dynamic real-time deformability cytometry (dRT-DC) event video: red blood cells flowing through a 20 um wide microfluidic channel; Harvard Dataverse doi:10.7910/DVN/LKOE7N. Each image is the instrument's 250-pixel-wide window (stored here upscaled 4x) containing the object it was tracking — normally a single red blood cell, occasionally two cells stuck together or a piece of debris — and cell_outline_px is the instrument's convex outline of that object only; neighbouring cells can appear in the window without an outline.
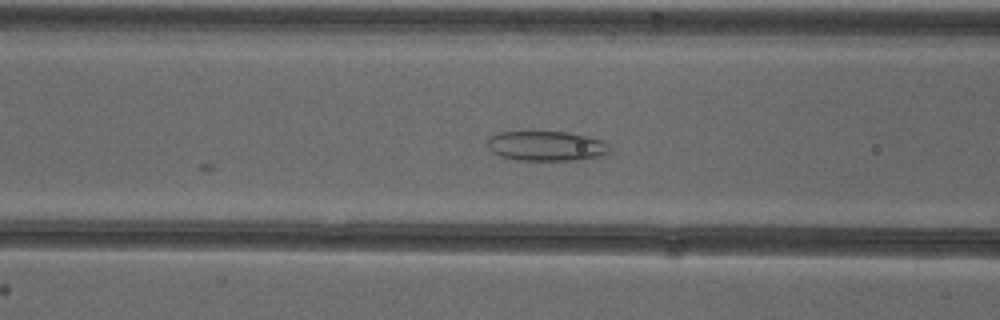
{"species": "common noctule bat (a hibernating species)", "species_latin": "Nyctalus noctula", "temperature_condition": "cold", "stored_images_in_passage": 10, "camera_frame_rate_fps": 3000, "um_per_image_px": 0.085, "animal": {"sex": "female"}, "frame": {"image": 1, "passage_image": 6, "time_ms": 1.667, "image_size_px": [1000, 320], "cell_outline_px": [[608, 156], [576, 160], [516, 160], [500, 156], [492, 152], [488, 148], [488, 140], [492, 136], [500, 132], [564, 132], [604, 140], [608, 144]], "centroid_in_image_um": [46.47, 12.43], "position_along_channel_um": 120.1, "area_um2": 21.21}}
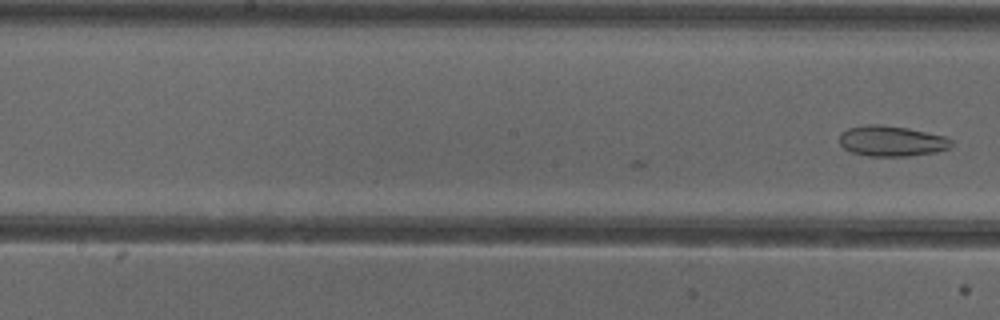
{"frame": {"image": 2, "passage_image": 10, "time_ms": 3.0, "image_size_px": [1000, 320], "cell_outline_px": [[952, 144], [948, 148], [936, 152], [908, 156], [868, 156], [852, 152], [844, 148], [840, 144], [840, 132], [848, 128], [868, 124], [876, 124], [908, 128], [944, 136], [952, 140]], "centroid_in_image_um": [75.76, 11.99], "position_along_channel_um": 172.4, "area_um2": 19.83}}